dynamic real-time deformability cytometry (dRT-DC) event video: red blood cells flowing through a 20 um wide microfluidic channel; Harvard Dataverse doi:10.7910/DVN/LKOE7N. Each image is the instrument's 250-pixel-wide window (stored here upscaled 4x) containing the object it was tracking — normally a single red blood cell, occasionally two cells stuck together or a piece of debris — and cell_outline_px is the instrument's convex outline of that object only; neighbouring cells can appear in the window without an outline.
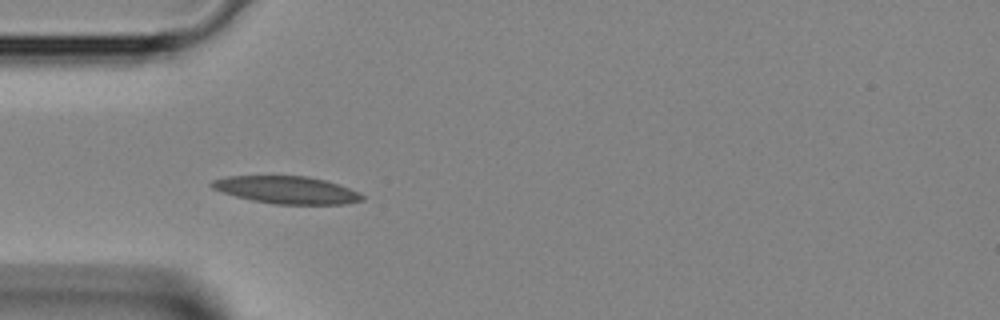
{"species": "Egyptian fruit bat (a non-hibernating species)", "species_latin": "Rousettus aegyptiacus", "temperature_condition": "room temperature", "stored_images_in_passage": 30, "camera_frame_rate_fps": 3000, "um_per_image_px": 0.085, "animal": {"sex": "female"}, "frame": {"image": 1, "passage_image": 1, "time_ms": 0.0, "image_size_px": [1000, 320], "cell_outline_px": [[364, 200], [344, 204], [272, 204], [252, 200], [236, 196], [212, 188], [208, 184], [212, 180], [224, 176], [308, 176], [328, 180], [340, 184], [364, 196]], "centroid_in_image_um": [24.36, 16.13], "position_along_channel_um": 60.6, "area_um2": 24.1}}
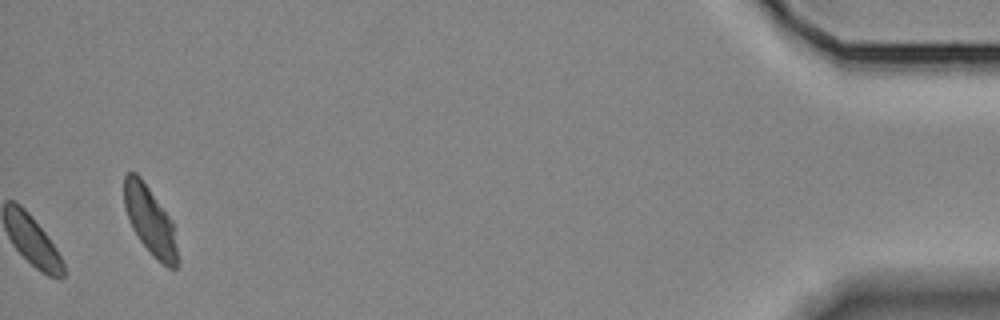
{"frame": {"image": 2, "passage_image": 30, "time_ms": 9.667, "image_size_px": [1000, 320], "cell_outline_px": [[180, 260], [176, 268], [168, 268], [156, 260], [140, 240], [132, 228], [128, 220], [124, 208], [124, 176], [128, 172], [136, 172], [140, 176], [172, 220]], "centroid_in_image_um": [12.77, 18.79], "position_along_channel_um": 422.4, "area_um2": 21.44}}